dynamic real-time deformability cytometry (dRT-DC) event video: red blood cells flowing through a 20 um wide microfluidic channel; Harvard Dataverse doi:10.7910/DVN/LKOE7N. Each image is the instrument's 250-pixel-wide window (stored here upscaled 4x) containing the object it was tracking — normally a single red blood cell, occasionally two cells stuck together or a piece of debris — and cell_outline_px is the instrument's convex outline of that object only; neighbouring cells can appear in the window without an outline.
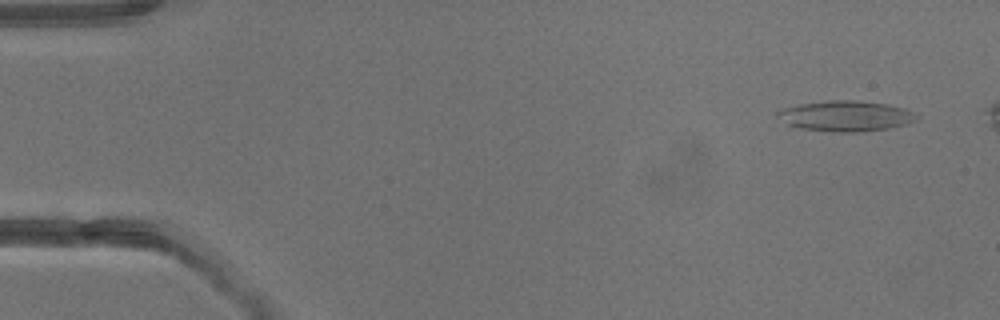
{"species": "common noctule bat (a hibernating species)", "species_latin": "Nyctalus noctula", "temperature_condition": "warm", "stored_images_in_passage": 5, "camera_frame_rate_fps": 3000, "um_per_image_px": 0.085, "animal": {"sex": "male", "body_mass_g": 13.3}, "frame": {"image": 1, "passage_image": 1, "time_ms": 0.0, "image_size_px": [1000, 320], "cell_outline_px": [[920, 116], [916, 120], [908, 124], [888, 128], [856, 132], [840, 132], [800, 128], [788, 124], [776, 116], [776, 112], [784, 108], [800, 104], [828, 100], [852, 100], [888, 104], [904, 108]], "centroid_in_image_um": [71.91, 9.85], "position_along_channel_um": 13.1, "area_um2": 24.57}}